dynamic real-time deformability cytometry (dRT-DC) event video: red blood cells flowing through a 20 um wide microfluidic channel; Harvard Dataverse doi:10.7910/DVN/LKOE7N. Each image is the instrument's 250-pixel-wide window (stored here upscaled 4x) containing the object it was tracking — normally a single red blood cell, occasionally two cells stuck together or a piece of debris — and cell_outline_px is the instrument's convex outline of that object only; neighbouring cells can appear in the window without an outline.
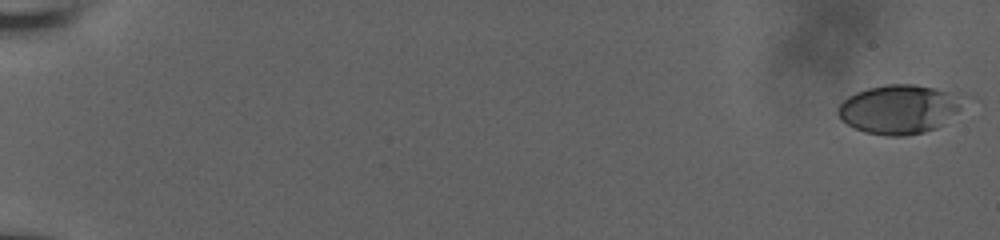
{"species": "human", "species_latin": "Homo sapiens", "temperature_condition": "room temperature", "stored_images_in_passage": 24, "camera_frame_rate_fps": 3000, "um_per_image_px": 0.085, "donor": {"sex": "male"}, "frame": {"image": 1, "passage_image": 1, "time_ms": 0.0, "image_size_px": [1000, 240], "cell_outline_px": [[972, 96], [956, 112], [936, 128], [924, 132], [904, 136], [884, 136], [864, 132], [848, 124], [836, 112], [836, 108], [848, 96], [856, 92], [868, 88], [884, 84], [916, 84], [964, 92]], "centroid_in_image_um": [76.54, 9.24], "position_along_channel_um": 8.5, "area_um2": 36.65}}
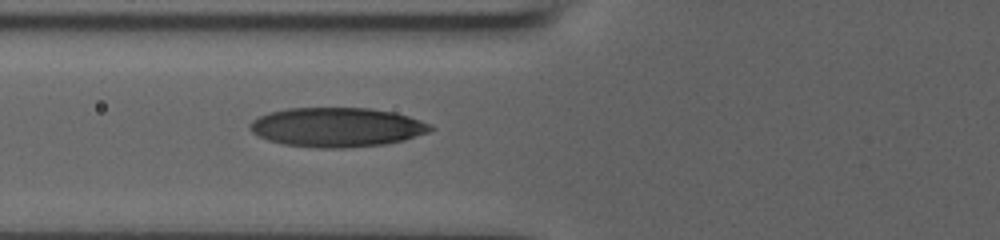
{"frame": {"image": 2, "passage_image": 21, "time_ms": 6.667, "image_size_px": [1000, 240], "cell_outline_px": [[436, 128], [428, 132], [404, 140], [384, 144], [344, 148], [316, 148], [284, 144], [268, 140], [252, 132], [248, 128], [248, 124], [252, 120], [268, 112], [288, 108], [368, 108], [396, 112], [420, 120]], "centroid_in_image_um": [28.62, 10.81], "position_along_channel_um": 97.2, "area_um2": 41.44}}
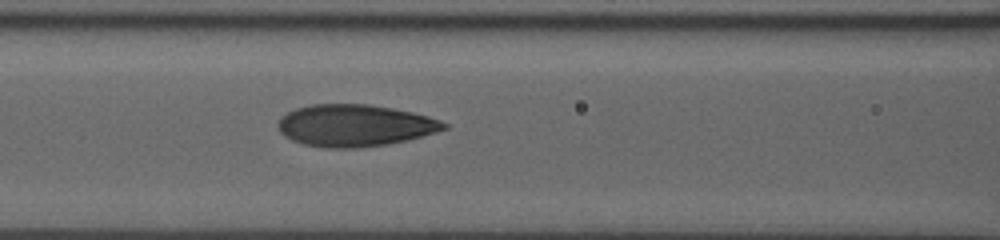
{"frame": {"image": 3, "passage_image": 24, "time_ms": 7.667, "image_size_px": [1000, 240], "cell_outline_px": [[448, 128], [436, 132], [408, 140], [388, 144], [356, 148], [324, 148], [304, 144], [292, 140], [284, 136], [280, 132], [276, 124], [280, 116], [296, 108], [312, 104], [368, 104], [392, 108], [412, 112], [428, 116], [440, 120], [448, 124]], "centroid_in_image_um": [30.14, 10.67], "position_along_channel_um": 136.5, "area_um2": 40.75}}